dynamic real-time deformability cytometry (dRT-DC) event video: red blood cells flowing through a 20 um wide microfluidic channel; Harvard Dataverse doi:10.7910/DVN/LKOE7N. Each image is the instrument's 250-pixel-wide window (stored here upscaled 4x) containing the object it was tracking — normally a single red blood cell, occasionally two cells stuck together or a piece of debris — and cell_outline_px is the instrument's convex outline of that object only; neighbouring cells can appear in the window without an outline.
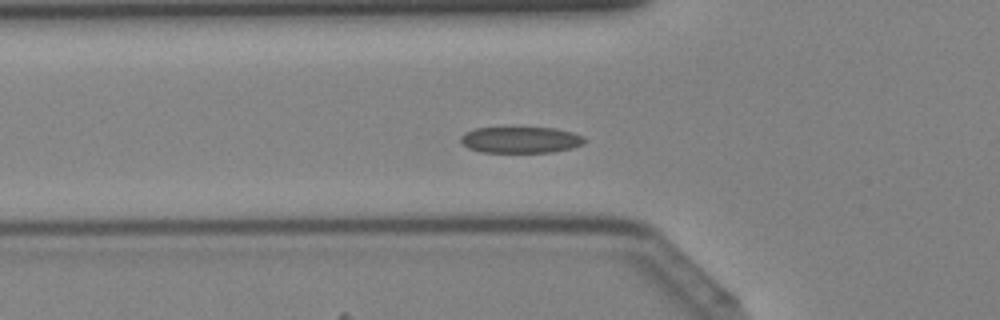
{"species": "Egyptian fruit bat (a non-hibernating species)", "species_latin": "Rousettus aegyptiacus", "temperature_condition": "cold", "stored_images_in_passage": 43, "camera_frame_rate_fps": 3000, "um_per_image_px": 0.085, "animal": {"sex": "female"}, "frame": {"image": 1, "passage_image": 15, "time_ms": 4.667, "image_size_px": [1000, 320], "cell_outline_px": [[584, 144], [572, 148], [552, 152], [480, 152], [468, 148], [460, 140], [460, 136], [464, 132], [476, 128], [556, 128], [572, 132], [584, 136]], "centroid_in_image_um": [44.25, 11.89], "position_along_channel_um": 81.5, "area_um2": 18.96}}
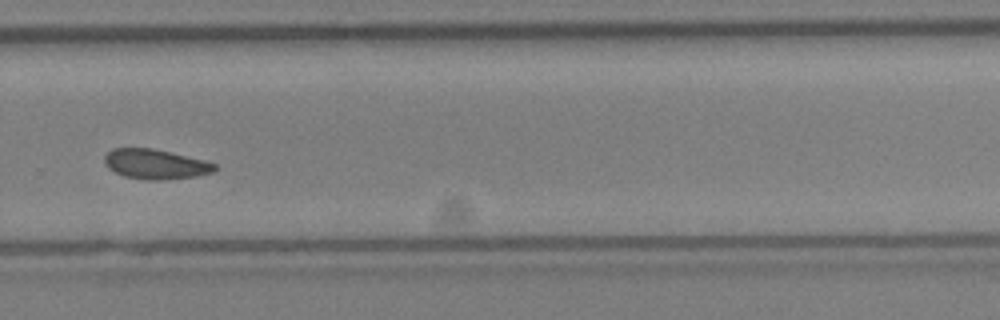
{"frame": {"image": 2, "passage_image": 30, "time_ms": 9.667, "image_size_px": [1000, 320], "cell_outline_px": [[216, 168], [212, 172], [196, 176], [156, 180], [144, 180], [124, 176], [108, 168], [104, 164], [104, 156], [112, 148], [152, 148], [204, 160], [216, 164]], "centroid_in_image_um": [13.17, 13.95], "position_along_channel_um": 316.6, "area_um2": 19.02}}
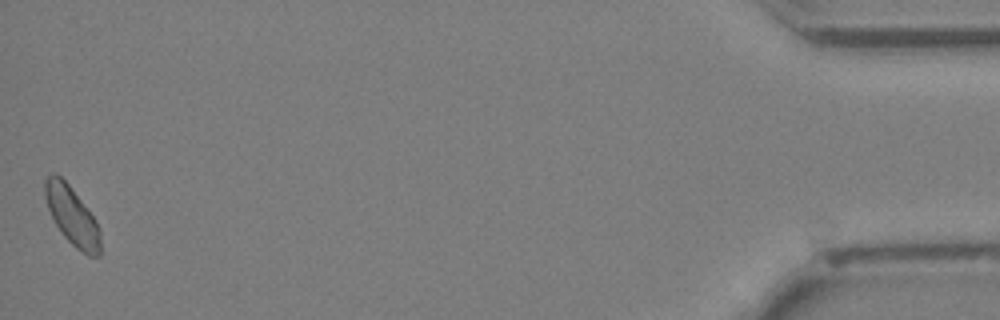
{"frame": {"image": 3, "passage_image": 43, "time_ms": 14.0, "image_size_px": [1000, 320], "cell_outline_px": [[100, 256], [88, 256], [76, 248], [64, 236], [56, 224], [48, 208], [44, 196], [44, 180], [52, 172], [56, 172], [68, 184], [96, 220], [100, 228]], "centroid_in_image_um": [6.12, 18.34], "position_along_channel_um": 429.1, "area_um2": 18.73}}